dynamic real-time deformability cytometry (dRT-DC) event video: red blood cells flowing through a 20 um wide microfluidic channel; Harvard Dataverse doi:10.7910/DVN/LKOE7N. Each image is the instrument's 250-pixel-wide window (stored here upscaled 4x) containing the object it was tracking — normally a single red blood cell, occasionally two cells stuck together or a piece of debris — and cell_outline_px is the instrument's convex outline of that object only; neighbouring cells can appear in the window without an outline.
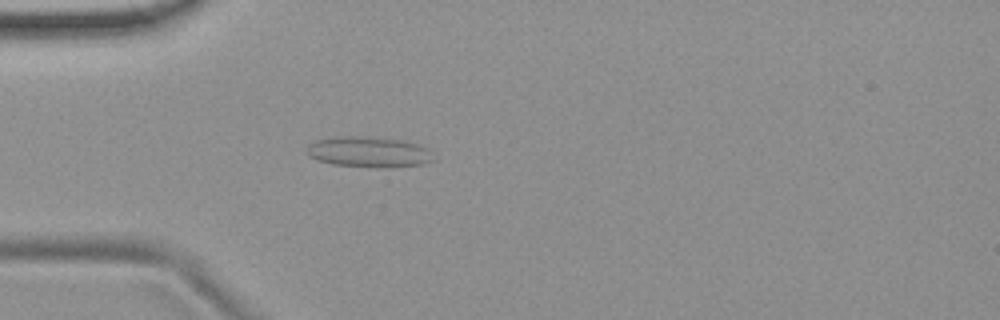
{"species": "common noctule bat (a hibernating species)", "species_latin": "Nyctalus noctula", "temperature_condition": "room temperature", "stored_images_in_passage": 54, "camera_frame_rate_fps": 3000, "um_per_image_px": 0.085, "animal": {"sex": "female", "body_mass_g": 19.9}, "frame": {"image": 1, "passage_image": 15, "time_ms": 4.667, "image_size_px": [1000, 320], "cell_outline_px": [[432, 160], [424, 164], [392, 168], [376, 168], [332, 164], [316, 160], [308, 156], [308, 144], [316, 140], [336, 136], [360, 136], [404, 140], [428, 148], [432, 152]], "centroid_in_image_um": [31.34, 12.93], "position_along_channel_um": 53.7, "area_um2": 22.89}}
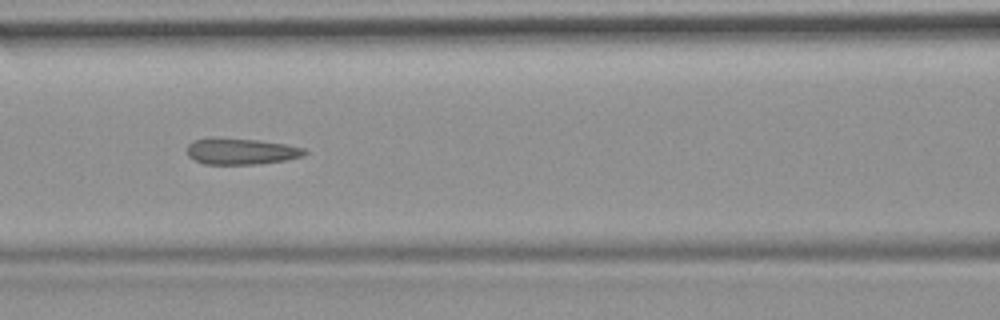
{"frame": {"image": 2, "passage_image": 23, "time_ms": 7.333, "image_size_px": [1000, 320], "cell_outline_px": [[308, 152], [304, 156], [284, 160], [260, 164], [204, 164], [188, 156], [188, 144], [192, 140], [260, 140], [284, 144], [304, 148]], "centroid_in_image_um": [20.56, 12.9], "position_along_channel_um": 146.0, "area_um2": 17.28}}
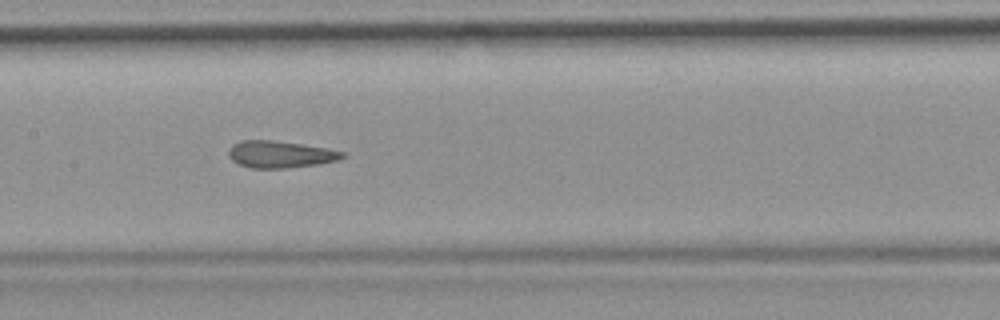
{"frame": {"image": 3, "passage_image": 26, "time_ms": 8.333, "image_size_px": [1000, 320], "cell_outline_px": [[348, 156], [340, 160], [320, 164], [288, 168], [252, 168], [240, 164], [232, 160], [228, 156], [228, 148], [232, 144], [240, 140], [272, 140], [328, 148], [348, 152]], "centroid_in_image_um": [23.88, 13.12], "position_along_channel_um": 183.5, "area_um2": 18.21}, "authors_computed_cell_mechanics": {"area_um2": 18.8139, "velocity_mm_per_s": 3.7507, "shape_relaxation_time_tau1_ms": null, "shape_relaxation_time_tau2_ms": 1.9061, "deformation_change_tau1": null, "deformation_change_tau2": 0.1134}}